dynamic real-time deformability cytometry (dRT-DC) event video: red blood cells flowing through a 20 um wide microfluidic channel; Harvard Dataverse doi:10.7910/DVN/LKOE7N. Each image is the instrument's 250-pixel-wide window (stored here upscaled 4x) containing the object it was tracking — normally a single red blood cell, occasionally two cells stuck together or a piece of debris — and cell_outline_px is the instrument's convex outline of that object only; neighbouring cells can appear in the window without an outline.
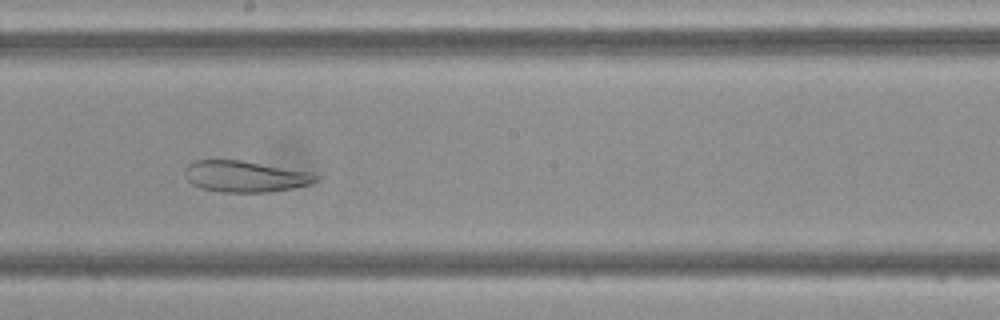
{"species": "Egyptian fruit bat (a non-hibernating species)", "species_latin": "Rousettus aegyptiacus", "temperature_condition": "cold", "stored_images_in_passage": 48, "camera_frame_rate_fps": 3000, "um_per_image_px": 0.085, "frame": {"image": 1, "passage_image": 26, "time_ms": 8.333, "image_size_px": [1000, 320], "cell_outline_px": [[320, 180], [308, 184], [292, 188], [268, 192], [220, 192], [204, 188], [192, 184], [184, 176], [184, 168], [192, 160], [240, 160], [316, 172], [320, 176]], "centroid_in_image_um": [20.87, 14.98], "position_along_channel_um": 227.3, "area_um2": 24.16}}
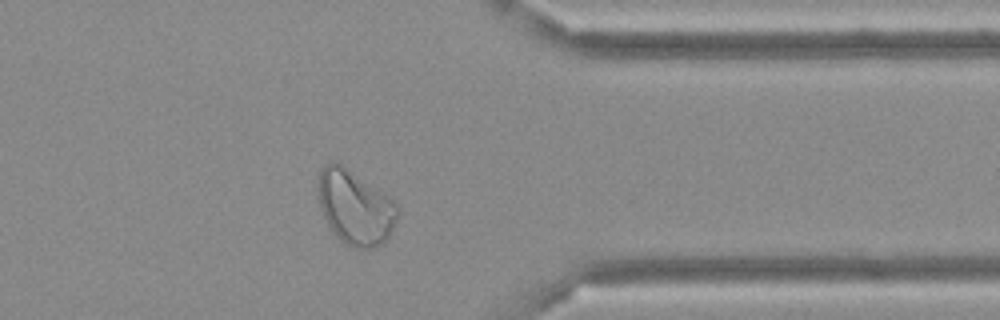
{"frame": {"image": 2, "passage_image": 38, "time_ms": 12.333, "image_size_px": [1000, 320], "cell_outline_px": [[396, 220], [388, 236], [376, 248], [352, 248], [344, 244], [332, 232], [320, 208], [316, 188], [316, 180], [324, 164], [328, 160], [332, 160], [340, 164], [396, 200]], "centroid_in_image_um": [30.13, 17.61], "position_along_channel_um": 381.3, "area_um2": 34.56}}
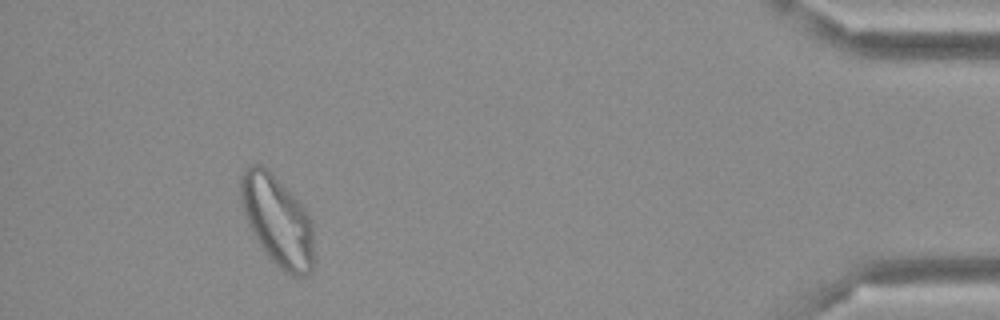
{"frame": {"image": 3, "passage_image": 44, "time_ms": 14.333, "image_size_px": [1000, 320], "cell_outline_px": [[312, 268], [304, 276], [292, 276], [284, 272], [264, 252], [252, 232], [244, 216], [240, 200], [240, 176], [244, 168], [252, 164], [260, 164], [268, 168], [304, 208], [312, 224]], "centroid_in_image_um": [23.52, 18.72], "position_along_channel_um": 411.7, "area_um2": 38.26}}